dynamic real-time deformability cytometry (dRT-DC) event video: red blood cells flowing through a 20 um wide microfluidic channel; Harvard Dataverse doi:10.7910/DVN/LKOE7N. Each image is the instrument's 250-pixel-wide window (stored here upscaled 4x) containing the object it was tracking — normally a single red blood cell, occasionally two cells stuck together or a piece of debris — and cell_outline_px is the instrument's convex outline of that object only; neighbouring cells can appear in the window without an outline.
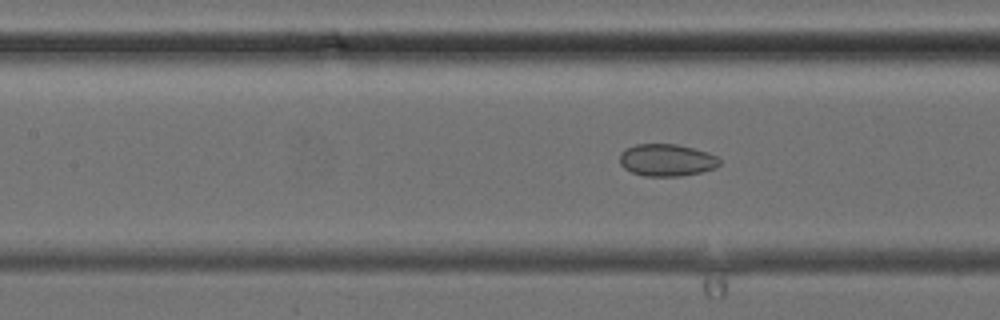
{"species": "common noctule bat (a hibernating species)", "species_latin": "Nyctalus noctula", "temperature_condition": "cold", "stored_images_in_passage": 8, "camera_frame_rate_fps": 3000, "um_per_image_px": 0.085, "animal": {"sex": "female", "body_mass_g": 24.6, "forearm_length_mm": 56.2}, "frame": {"image": 1, "passage_image": 8, "time_ms": 9.0, "image_size_px": [1000, 320], "cell_outline_px": [[720, 164], [716, 168], [700, 172], [680, 176], [644, 176], [632, 172], [624, 168], [620, 164], [620, 152], [624, 148], [636, 144], [676, 144], [708, 152], [716, 156], [720, 160]], "centroid_in_image_um": [56.65, 13.6], "position_along_channel_um": 150.8, "area_um2": 18.79}}